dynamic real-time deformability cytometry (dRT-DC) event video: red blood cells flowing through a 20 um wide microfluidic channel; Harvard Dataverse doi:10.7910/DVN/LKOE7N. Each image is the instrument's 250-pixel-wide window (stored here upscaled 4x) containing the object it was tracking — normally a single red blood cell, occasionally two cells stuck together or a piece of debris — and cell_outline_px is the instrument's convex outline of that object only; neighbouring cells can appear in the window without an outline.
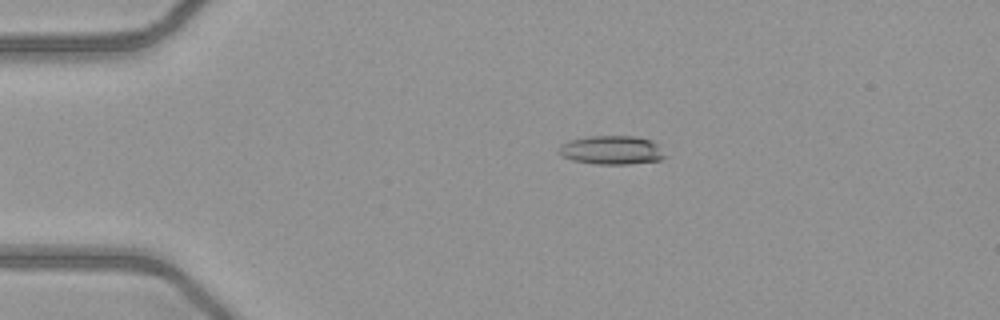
{"species": "common noctule bat (a hibernating species)", "species_latin": "Nyctalus noctula", "temperature_condition": "warm", "stored_images_in_passage": 29, "camera_frame_rate_fps": 3000, "um_per_image_px": 0.085, "animal": {"sex": "female", "body_mass_g": 21.9}, "frame": {"image": 1, "passage_image": 5, "time_ms": 1.333, "image_size_px": [1000, 320], "cell_outline_px": [[668, 156], [660, 160], [628, 164], [596, 164], [572, 160], [560, 156], [560, 148], [568, 140], [588, 136], [636, 136], [652, 140], [660, 144]], "centroid_in_image_um": [52.07, 12.75], "position_along_channel_um": 32.9, "area_um2": 18.03}}
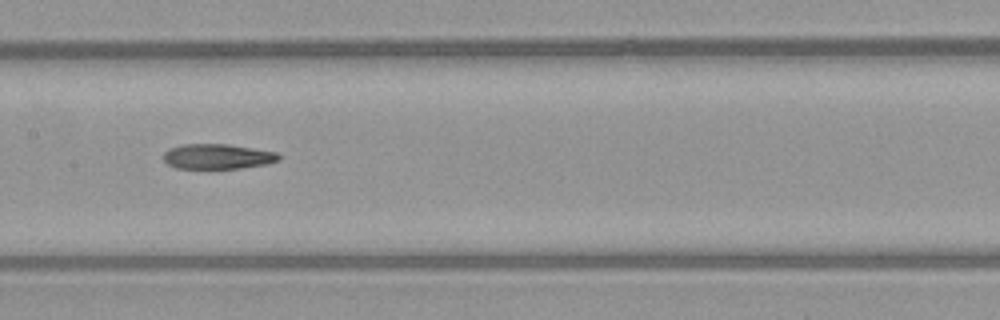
{"frame": {"image": 2, "passage_image": 20, "time_ms": 6.333, "image_size_px": [1000, 320], "cell_outline_px": [[280, 160], [268, 164], [240, 168], [176, 168], [168, 164], [164, 160], [164, 152], [168, 148], [184, 144], [228, 144], [276, 152], [280, 156]], "centroid_in_image_um": [18.49, 13.3], "position_along_channel_um": 188.9, "area_um2": 16.82}}
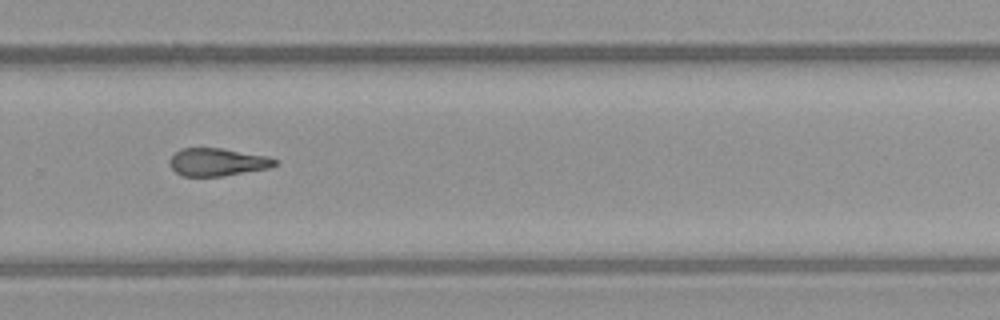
{"frame": {"image": 3, "passage_image": 29, "time_ms": 9.333, "image_size_px": [1000, 320], "cell_outline_px": [[280, 160], [276, 164], [268, 168], [224, 176], [180, 176], [172, 168], [168, 160], [180, 148], [224, 148], [268, 156]], "centroid_in_image_um": [18.49, 13.77], "position_along_channel_um": 311.3, "area_um2": 17.17}}